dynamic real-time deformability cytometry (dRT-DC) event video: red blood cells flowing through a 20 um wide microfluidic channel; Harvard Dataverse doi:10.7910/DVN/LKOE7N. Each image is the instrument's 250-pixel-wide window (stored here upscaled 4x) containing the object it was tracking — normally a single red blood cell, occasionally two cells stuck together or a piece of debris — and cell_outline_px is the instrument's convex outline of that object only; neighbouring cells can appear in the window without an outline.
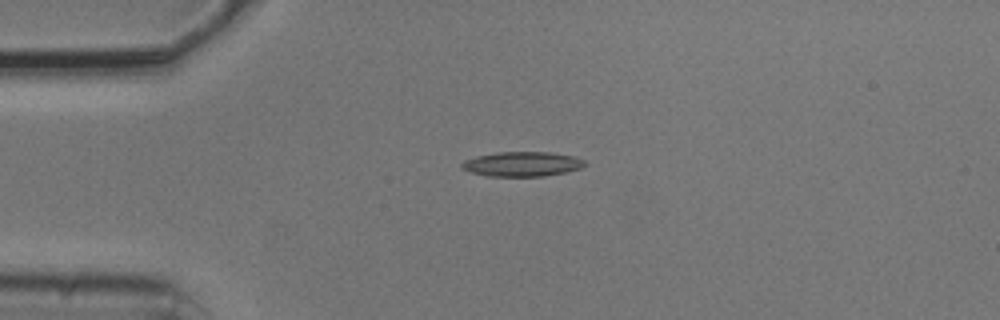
{"species": "common noctule bat (a hibernating species)", "species_latin": "Nyctalus noctula", "temperature_condition": "cold", "stored_images_in_passage": 5, "camera_frame_rate_fps": 3000, "um_per_image_px": 0.085, "animal": {"sex": "male", "body_mass_g": 20.5, "forearm_length_mm": 52.5}, "frame": {"image": 1, "passage_image": 4, "time_ms": 1.0, "image_size_px": [1000, 320], "cell_outline_px": [[588, 164], [580, 168], [564, 172], [544, 176], [488, 176], [472, 172], [460, 168], [460, 164], [464, 160], [476, 156], [496, 152], [548, 152], [576, 156], [584, 160]], "centroid_in_image_um": [44.38, 13.93], "position_along_channel_um": 40.6, "area_um2": 17.74}}